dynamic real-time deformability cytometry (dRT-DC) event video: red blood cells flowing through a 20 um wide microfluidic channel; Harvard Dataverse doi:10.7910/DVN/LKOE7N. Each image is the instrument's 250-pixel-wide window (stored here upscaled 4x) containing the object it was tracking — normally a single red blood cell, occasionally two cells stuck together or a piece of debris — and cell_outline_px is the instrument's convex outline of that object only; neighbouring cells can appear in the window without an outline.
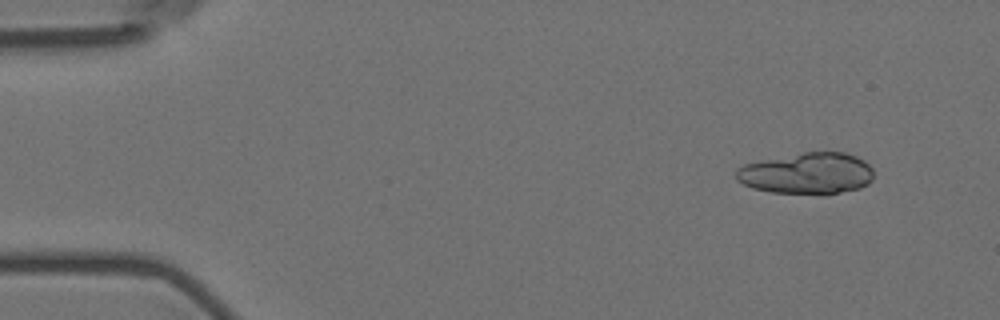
{"species": "Egyptian fruit bat (a non-hibernating species)", "species_latin": "Rousettus aegyptiacus", "temperature_condition": "room temperature", "stored_images_in_passage": 39, "camera_frame_rate_fps": 3000, "um_per_image_px": 0.085, "animal": {"sex": "female"}, "frame": {"image": 1, "passage_image": 1, "time_ms": 0.0, "image_size_px": [1000, 320], "cell_outline_px": [[872, 180], [868, 184], [860, 188], [820, 196], [772, 192], [752, 188], [736, 180], [736, 168], [744, 164], [804, 152], [844, 152], [856, 156], [864, 160], [872, 168]], "centroid_in_image_um": [68.61, 14.76], "position_along_channel_um": 16.4, "area_um2": 33.52}, "authors_computed_cell_mechanics": {"area_um2": 18.9006, "velocity_mm_per_s": 3.637, "shape_relaxation_time_tau1_ms": 6.759, "shape_relaxation_time_tau2_ms": null, "deformation_change_tau1": 0.1798, "deformation_change_tau2": null}}